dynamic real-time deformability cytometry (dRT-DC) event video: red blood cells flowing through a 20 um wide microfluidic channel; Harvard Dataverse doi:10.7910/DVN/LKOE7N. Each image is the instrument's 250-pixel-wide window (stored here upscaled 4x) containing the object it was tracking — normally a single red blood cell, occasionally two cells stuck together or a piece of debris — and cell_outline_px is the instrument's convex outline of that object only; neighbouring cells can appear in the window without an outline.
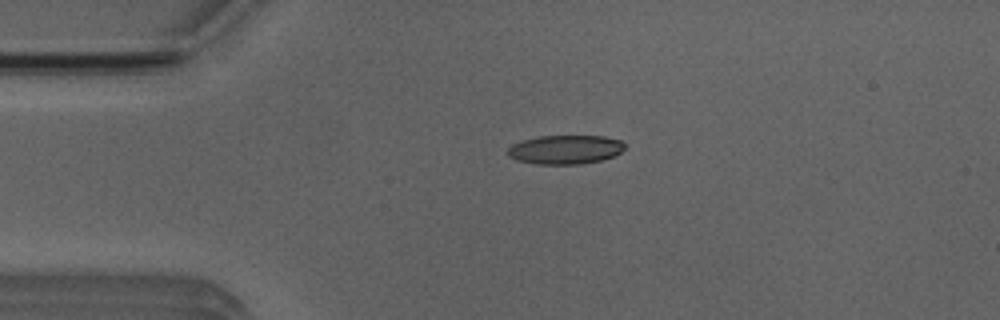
{"species": "Egyptian fruit bat (a non-hibernating species)", "species_latin": "Rousettus aegyptiacus", "temperature_condition": "room temperature", "stored_images_in_passage": 5, "camera_frame_rate_fps": 3000, "um_per_image_px": 0.085, "animal": {"sex": "male"}, "frame": {"image": 1, "passage_image": 3, "time_ms": 2.333, "image_size_px": [1000, 320], "cell_outline_px": [[624, 148], [620, 152], [612, 156], [600, 160], [580, 164], [536, 164], [516, 160], [508, 156], [508, 148], [512, 144], [524, 140], [540, 136], [604, 136], [620, 140], [624, 144]], "centroid_in_image_um": [48.02, 12.71], "position_along_channel_um": 37.0, "area_um2": 19.59}}